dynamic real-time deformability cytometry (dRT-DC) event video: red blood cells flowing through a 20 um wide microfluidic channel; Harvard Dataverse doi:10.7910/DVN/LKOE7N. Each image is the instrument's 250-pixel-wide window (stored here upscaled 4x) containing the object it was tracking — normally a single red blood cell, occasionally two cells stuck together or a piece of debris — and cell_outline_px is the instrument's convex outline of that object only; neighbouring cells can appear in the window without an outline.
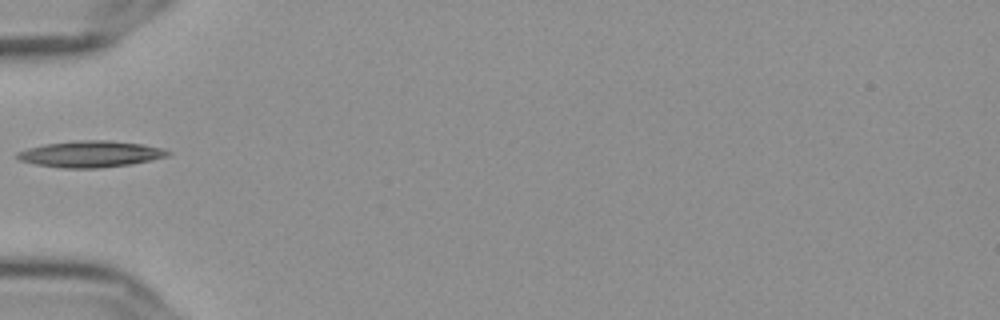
{"species": "Egyptian fruit bat (a non-hibernating species)", "species_latin": "Rousettus aegyptiacus", "temperature_condition": "cold", "stored_images_in_passage": 37, "camera_frame_rate_fps": 3000, "um_per_image_px": 0.085, "frame": {"image": 1, "passage_image": 1, "time_ms": 0.0, "image_size_px": [1000, 320], "cell_outline_px": [[172, 152], [168, 156], [128, 164], [96, 168], [64, 168], [36, 164], [20, 160], [16, 156], [16, 152], [28, 148], [44, 144], [72, 140], [112, 140], [144, 144], [164, 148]], "centroid_in_image_um": [7.7, 13.07], "position_along_channel_um": 77.3, "area_um2": 23.12}}
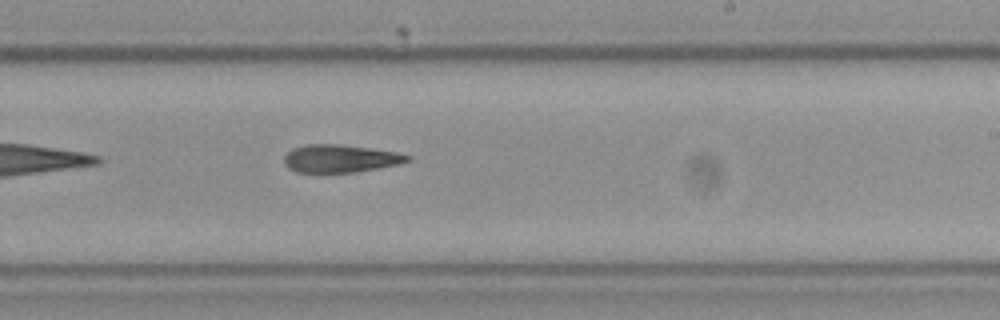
{"frame": {"image": 2, "passage_image": 16, "time_ms": 5.0, "image_size_px": [1000, 320], "cell_outline_px": [[412, 160], [400, 164], [352, 172], [296, 172], [288, 168], [284, 164], [284, 156], [292, 148], [308, 144], [340, 144], [396, 152], [412, 156]], "centroid_in_image_um": [28.91, 13.47], "position_along_channel_um": 260.1, "area_um2": 19.88}}
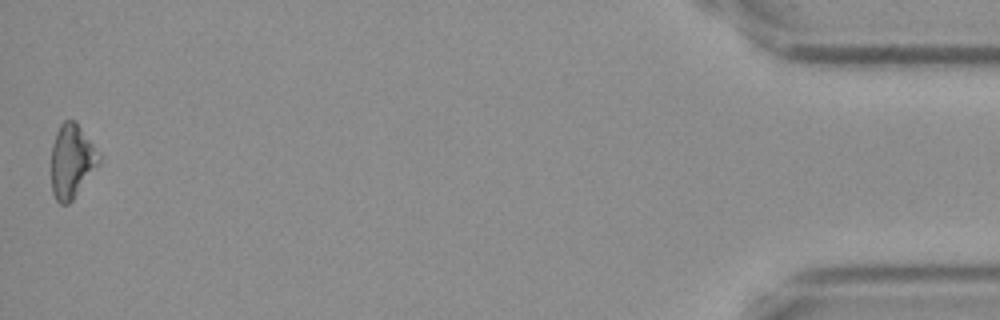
{"frame": {"image": 3, "passage_image": 37, "time_ms": 12.0, "image_size_px": [1000, 320], "cell_outline_px": [[100, 160], [72, 200], [68, 204], [60, 204], [56, 200], [52, 192], [52, 144], [56, 132], [60, 124], [64, 120], [76, 120], [100, 156]], "centroid_in_image_um": [6.06, 13.67], "position_along_channel_um": 429.1, "area_um2": 20.0}}